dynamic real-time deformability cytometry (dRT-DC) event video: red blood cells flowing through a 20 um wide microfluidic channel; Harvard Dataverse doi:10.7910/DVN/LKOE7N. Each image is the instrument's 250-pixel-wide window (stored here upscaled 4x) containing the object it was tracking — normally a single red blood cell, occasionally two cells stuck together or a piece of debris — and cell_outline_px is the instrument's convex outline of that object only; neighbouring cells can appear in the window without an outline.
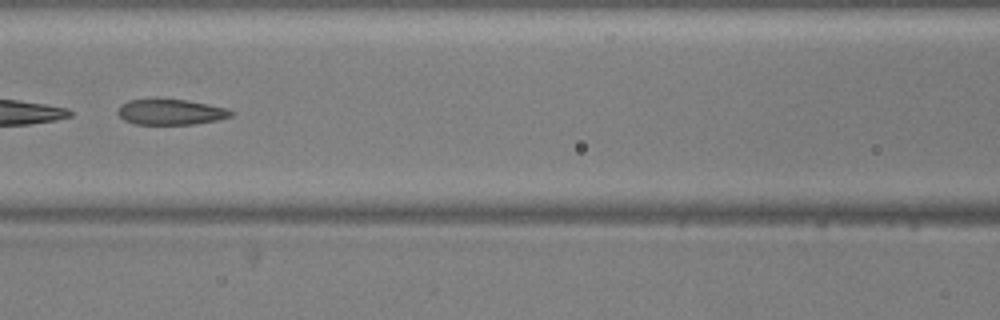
{"species": "common noctule bat (a hibernating species)", "species_latin": "Nyctalus noctula", "temperature_condition": "warm", "stored_images_in_passage": 21, "camera_frame_rate_fps": 3000, "um_per_image_px": 0.085, "animal": {"sex": "male", "body_mass_g": 20.5, "forearm_length_mm": 52.5}, "frame": {"image": 1, "passage_image": 7, "time_ms": 2.0, "image_size_px": [1000, 320], "cell_outline_px": [[232, 116], [216, 120], [192, 124], [136, 124], [124, 120], [116, 112], [120, 104], [128, 100], [156, 96], [188, 100], [228, 108], [232, 112]], "centroid_in_image_um": [14.44, 9.47], "position_along_channel_um": 152.2, "area_um2": 17.51}}
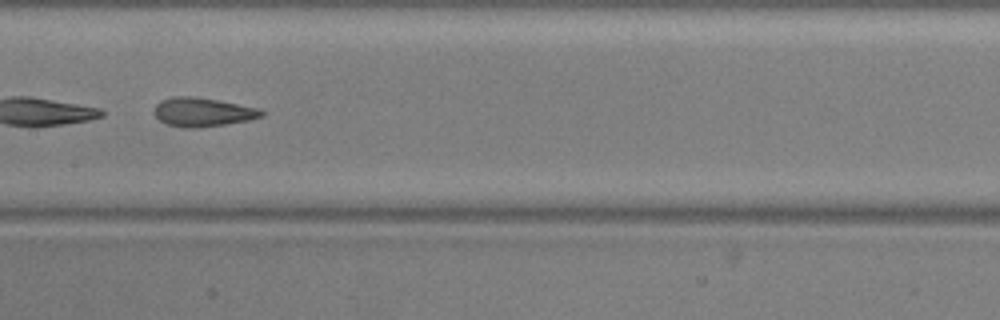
{"frame": {"image": 2, "passage_image": 10, "time_ms": 3.0, "image_size_px": [1000, 320], "cell_outline_px": [[264, 116], [248, 120], [224, 124], [196, 128], [184, 128], [168, 124], [160, 120], [152, 112], [156, 104], [160, 100], [172, 96], [196, 96], [260, 108], [264, 112]], "centroid_in_image_um": [17.21, 9.51], "position_along_channel_um": 190.2, "area_um2": 18.15}}